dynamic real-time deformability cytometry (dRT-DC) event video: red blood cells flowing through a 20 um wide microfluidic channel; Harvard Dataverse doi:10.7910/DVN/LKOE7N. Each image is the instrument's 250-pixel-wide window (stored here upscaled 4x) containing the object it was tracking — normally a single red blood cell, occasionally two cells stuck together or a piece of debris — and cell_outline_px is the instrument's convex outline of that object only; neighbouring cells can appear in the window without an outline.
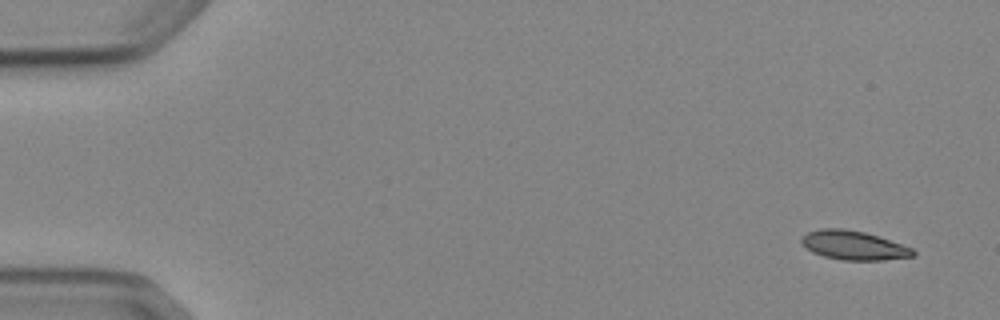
{"species": "Egyptian fruit bat (a non-hibernating species)", "species_latin": "Rousettus aegyptiacus", "temperature_condition": "cold", "stored_images_in_passage": 4, "camera_frame_rate_fps": 3000, "um_per_image_px": 0.085, "animal": {"sex": "female"}, "frame": {"image": 1, "passage_image": 1, "time_ms": 0.0, "image_size_px": [1000, 320], "cell_outline_px": [[916, 256], [884, 260], [844, 260], [824, 256], [812, 252], [800, 240], [800, 236], [808, 232], [820, 228], [844, 228], [864, 232], [880, 236], [912, 248], [916, 252]], "centroid_in_image_um": [72.58, 20.84], "position_along_channel_um": 12.4, "area_um2": 18.96}}
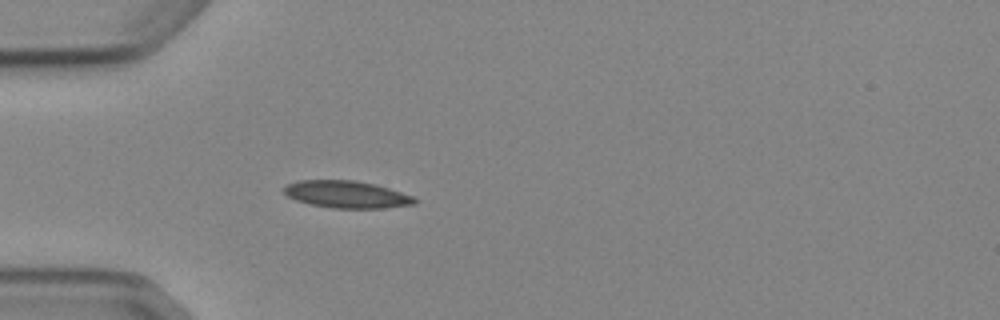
{"frame": {"image": 2, "passage_image": 4, "time_ms": 4.333, "image_size_px": [1000, 320], "cell_outline_px": [[416, 200], [412, 204], [384, 208], [332, 208], [312, 204], [296, 200], [288, 196], [284, 192], [284, 188], [288, 184], [300, 180], [356, 180], [376, 184], [412, 196]], "centroid_in_image_um": [29.45, 16.51], "position_along_channel_um": 55.6, "area_um2": 20.4}}